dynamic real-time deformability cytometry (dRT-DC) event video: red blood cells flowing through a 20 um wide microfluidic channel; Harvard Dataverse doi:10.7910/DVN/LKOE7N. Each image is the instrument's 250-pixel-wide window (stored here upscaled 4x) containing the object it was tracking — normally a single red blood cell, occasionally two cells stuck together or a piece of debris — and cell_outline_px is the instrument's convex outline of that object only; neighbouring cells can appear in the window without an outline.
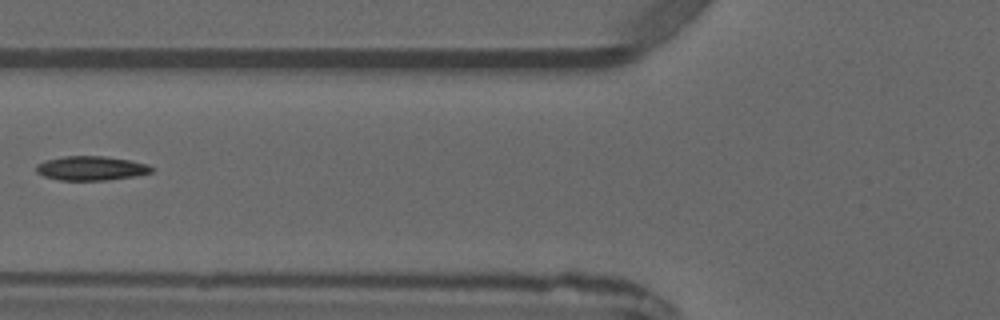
{"species": "common noctule bat (a hibernating species)", "species_latin": "Nyctalus noctula", "temperature_condition": "warm", "stored_images_in_passage": 3, "camera_frame_rate_fps": 3000, "um_per_image_px": 0.085, "animal": {"sex": "male", "forearm_length_mm": 52.5}, "frame": {"image": 1, "passage_image": 3, "time_ms": 2.667, "image_size_px": [1000, 320], "cell_outline_px": [[156, 168], [152, 172], [136, 176], [104, 180], [60, 180], [44, 176], [36, 172], [36, 164], [44, 160], [64, 156], [104, 156], [128, 160], [148, 164]], "centroid_in_image_um": [7.75, 14.3], "position_along_channel_um": 118.1, "area_um2": 16.36}}